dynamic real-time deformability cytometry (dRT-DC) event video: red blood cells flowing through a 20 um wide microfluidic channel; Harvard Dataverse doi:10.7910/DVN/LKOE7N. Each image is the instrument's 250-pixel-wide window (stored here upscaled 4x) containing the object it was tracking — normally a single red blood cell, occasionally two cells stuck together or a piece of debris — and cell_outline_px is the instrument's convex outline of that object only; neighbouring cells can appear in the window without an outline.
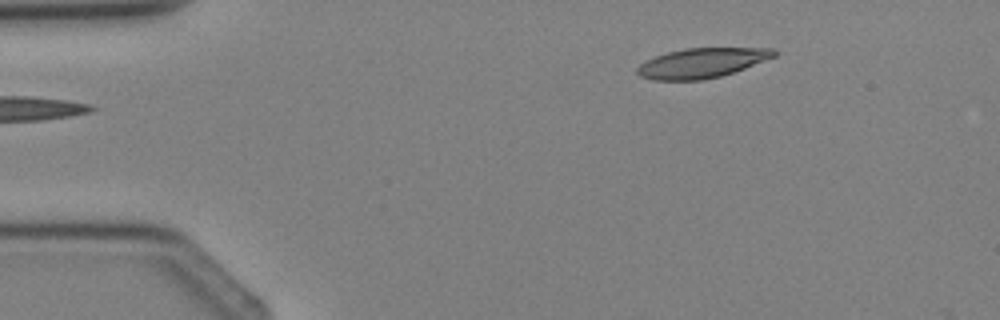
{"species": "Egyptian fruit bat (a non-hibernating species)", "species_latin": "Rousettus aegyptiacus", "temperature_condition": "cold", "stored_images_in_passage": 3, "camera_frame_rate_fps": 3000, "um_per_image_px": 0.085, "animal": {"sex": "female"}, "frame": {"image": 1, "passage_image": 1, "time_ms": 0.0, "image_size_px": [1000, 320], "cell_outline_px": [[776, 56], [744, 68], [720, 76], [700, 80], [652, 80], [640, 76], [636, 72], [636, 68], [640, 64], [656, 56], [668, 52], [684, 48], [776, 48]], "centroid_in_image_um": [59.64, 5.35], "position_along_channel_um": 25.4, "area_um2": 23.52}}